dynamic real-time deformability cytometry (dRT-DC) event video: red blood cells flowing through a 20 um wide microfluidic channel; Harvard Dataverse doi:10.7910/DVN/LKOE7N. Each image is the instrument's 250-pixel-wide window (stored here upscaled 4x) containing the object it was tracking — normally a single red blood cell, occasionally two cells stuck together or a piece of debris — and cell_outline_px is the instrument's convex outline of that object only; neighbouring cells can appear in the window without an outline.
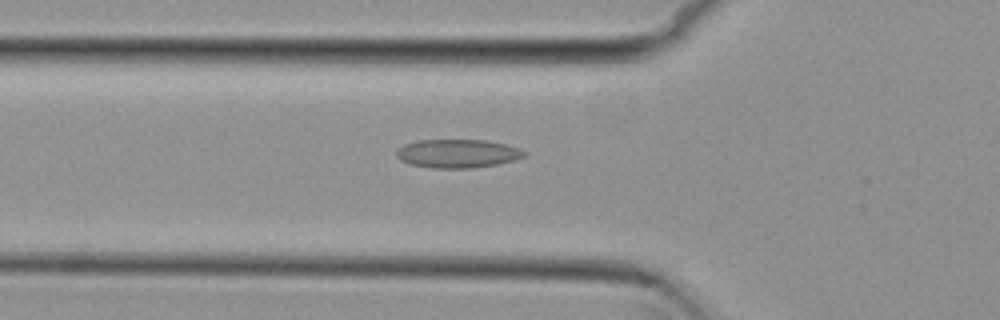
{"species": "common noctule bat (a hibernating species)", "species_latin": "Nyctalus noctula", "temperature_condition": "cold", "stored_images_in_passage": 34, "camera_frame_rate_fps": 3000, "um_per_image_px": 0.085, "animal": {"sex": "female", "body_mass_g": 29.2, "forearm_length_mm": 56.3}, "frame": {"image": 1, "passage_image": 5, "time_ms": 1.333, "image_size_px": [1000, 320], "cell_outline_px": [[528, 152], [524, 156], [516, 160], [496, 164], [472, 168], [432, 168], [412, 164], [400, 160], [396, 156], [396, 148], [404, 144], [416, 140], [484, 140], [504, 144], [520, 148]], "centroid_in_image_um": [38.88, 13.04], "position_along_channel_um": 86.9, "area_um2": 21.33}}
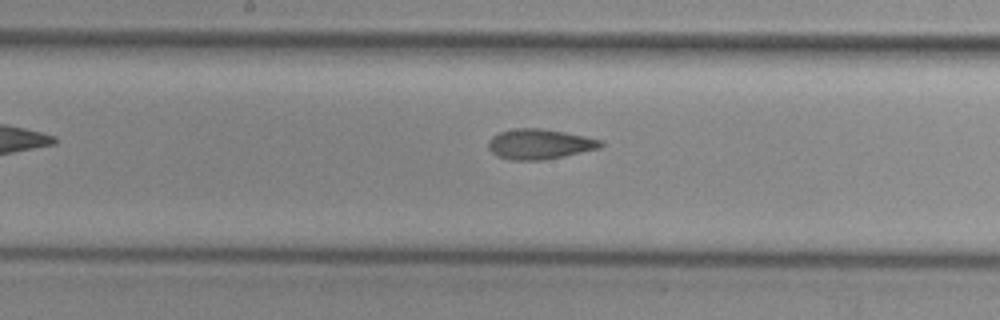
{"frame": {"image": 2, "passage_image": 14, "time_ms": 4.333, "image_size_px": [1000, 320], "cell_outline_px": [[604, 144], [600, 148], [544, 160], [512, 160], [496, 156], [488, 148], [488, 140], [492, 136], [500, 132], [516, 128], [540, 128], [564, 132], [604, 140]], "centroid_in_image_um": [45.86, 12.25], "position_along_channel_um": 202.3, "area_um2": 19.77}}
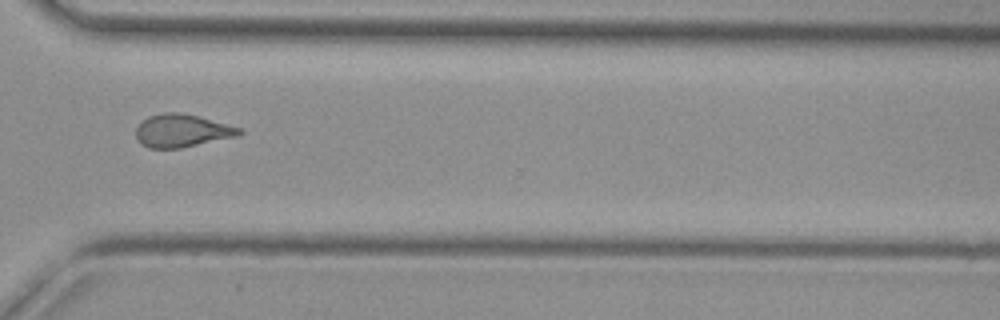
{"frame": {"image": 3, "passage_image": 26, "time_ms": 8.333, "image_size_px": [1000, 320], "cell_outline_px": [[244, 132], [236, 136], [180, 148], [148, 148], [136, 136], [136, 128], [148, 116], [164, 112], [180, 112], [200, 116], [244, 128]], "centroid_in_image_um": [15.52, 11.09], "position_along_channel_um": 355.1, "area_um2": 19.77}, "authors_computed_cell_mechanics": {"area_um2": 19.4786, "velocity_mm_per_s": 3.8236, "shape_relaxation_time_tau1_ms": null, "shape_relaxation_time_tau2_ms": 2.9937, "deformation_change_tau1": null, "deformation_change_tau2": 0.1102}}